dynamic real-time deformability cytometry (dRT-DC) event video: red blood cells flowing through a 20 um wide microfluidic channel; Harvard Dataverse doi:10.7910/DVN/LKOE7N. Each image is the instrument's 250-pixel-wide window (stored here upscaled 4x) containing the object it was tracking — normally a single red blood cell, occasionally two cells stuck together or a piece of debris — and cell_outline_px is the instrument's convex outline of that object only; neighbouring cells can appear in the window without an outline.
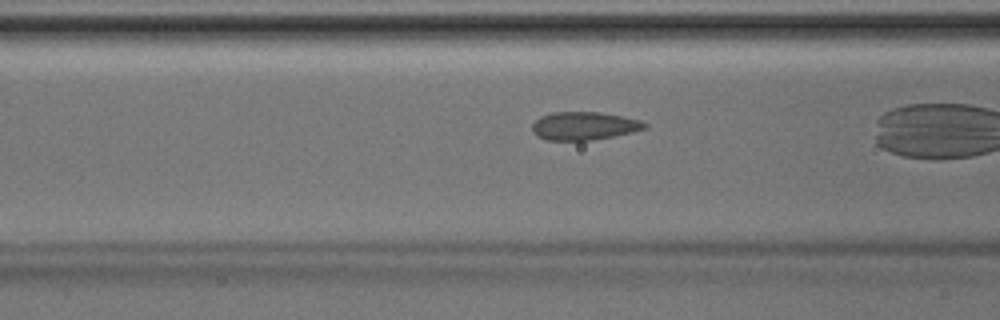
{"species": "Egyptian fruit bat (a non-hibernating species)", "species_latin": "Rousettus aegyptiacus", "temperature_condition": "room temperature", "stored_images_in_passage": 32, "camera_frame_rate_fps": 3000, "um_per_image_px": 0.085, "animal": {"sex": "male"}, "frame": {"image": 1, "passage_image": 14, "time_ms": 4.333, "image_size_px": [1000, 320], "cell_outline_px": [[648, 128], [632, 132], [592, 140], [548, 140], [536, 136], [532, 132], [532, 124], [540, 116], [552, 112], [600, 112], [640, 120], [648, 124]], "centroid_in_image_um": [49.63, 10.7], "position_along_channel_um": 117.0, "area_um2": 18.44}}
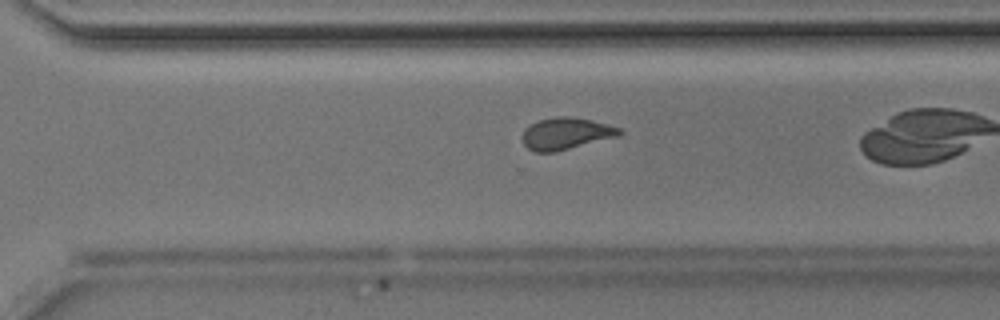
{"frame": {"image": 2, "passage_image": 28, "time_ms": 9.0, "image_size_px": [1000, 320], "cell_outline_px": [[624, 132], [620, 136], [556, 152], [536, 152], [528, 148], [524, 144], [524, 128], [540, 120], [556, 116], [568, 116], [592, 120], [620, 128]], "centroid_in_image_um": [48.15, 11.36], "position_along_channel_um": 322.4, "area_um2": 17.98}}